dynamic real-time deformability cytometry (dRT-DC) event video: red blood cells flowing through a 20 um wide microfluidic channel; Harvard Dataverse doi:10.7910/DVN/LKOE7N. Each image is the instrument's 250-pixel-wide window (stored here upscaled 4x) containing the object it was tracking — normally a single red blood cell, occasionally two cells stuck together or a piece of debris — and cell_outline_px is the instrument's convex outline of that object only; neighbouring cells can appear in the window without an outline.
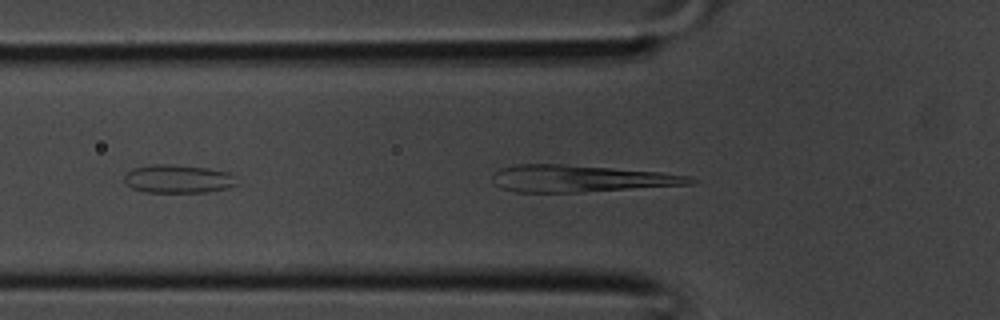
{"species": "common noctule bat (a hibernating species)", "species_latin": "Nyctalus noctula", "temperature_condition": "room temperature", "stored_images_in_passage": 11, "camera_frame_rate_fps": 3000, "um_per_image_px": 0.085, "animal": {"sex": "male", "body_mass_g": 20.1, "forearm_length_mm": 53.5}, "frame": {"image": 1, "passage_image": 2, "time_ms": 0.333, "image_size_px": [1000, 320], "cell_outline_px": [[696, 180], [692, 184], [580, 192], [516, 192], [500, 188], [496, 184], [496, 172], [500, 168], [516, 164], [564, 164], [656, 172], [688, 176]], "centroid_in_image_um": [49.33, 15.18], "position_along_channel_um": 76.5, "area_um2": 30.35}}
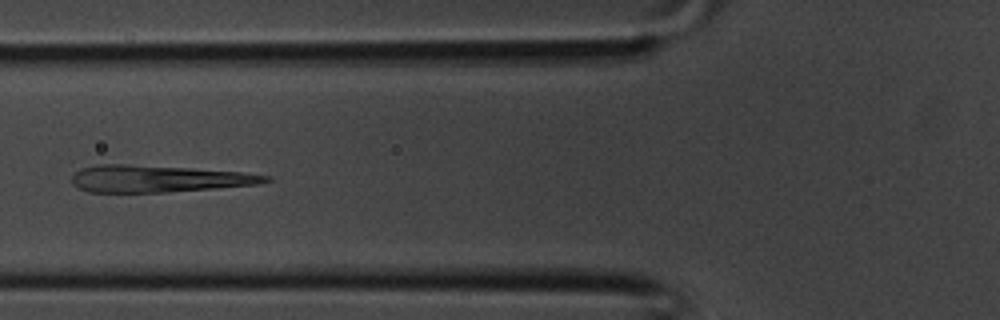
{"frame": {"image": 2, "passage_image": 4, "time_ms": 1.0, "image_size_px": [1000, 320], "cell_outline_px": [[272, 180], [256, 184], [168, 192], [88, 192], [72, 184], [72, 176], [80, 168], [96, 164], [124, 164], [192, 168], [244, 172], [272, 176]], "centroid_in_image_um": [13.44, 15.18], "position_along_channel_um": 112.4, "area_um2": 30.35}}